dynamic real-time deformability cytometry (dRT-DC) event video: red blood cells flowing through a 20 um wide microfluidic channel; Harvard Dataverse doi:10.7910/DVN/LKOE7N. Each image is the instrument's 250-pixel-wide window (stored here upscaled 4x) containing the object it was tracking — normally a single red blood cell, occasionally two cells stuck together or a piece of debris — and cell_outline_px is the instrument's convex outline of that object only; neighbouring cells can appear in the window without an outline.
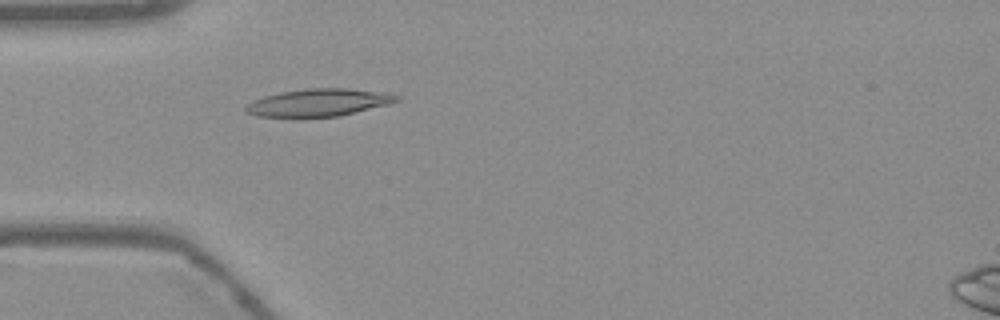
{"species": "Egyptian fruit bat (a non-hibernating species)", "species_latin": "Rousettus aegyptiacus", "temperature_condition": "warm", "stored_images_in_passage": 54, "camera_frame_rate_fps": 3000, "um_per_image_px": 0.085, "frame": {"image": 1, "passage_image": 16, "time_ms": 5.0, "image_size_px": [1000, 320], "cell_outline_px": [[400, 100], [388, 104], [340, 116], [256, 116], [244, 112], [244, 108], [252, 100], [264, 96], [280, 92], [308, 88], [348, 88], [392, 92], [400, 96]], "centroid_in_image_um": [27.14, 8.69], "position_along_channel_um": 57.9, "area_um2": 24.22}}
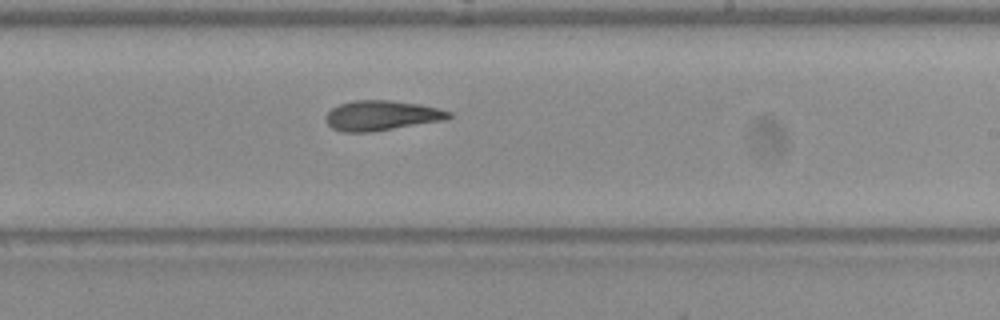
{"frame": {"image": 2, "passage_image": 32, "time_ms": 10.333, "image_size_px": [1000, 320], "cell_outline_px": [[452, 116], [448, 120], [372, 132], [344, 132], [332, 128], [324, 120], [324, 116], [332, 108], [340, 104], [352, 100], [392, 100], [420, 104], [440, 108], [452, 112]], "centroid_in_image_um": [32.47, 9.82], "position_along_channel_um": 256.5, "area_um2": 21.91}}
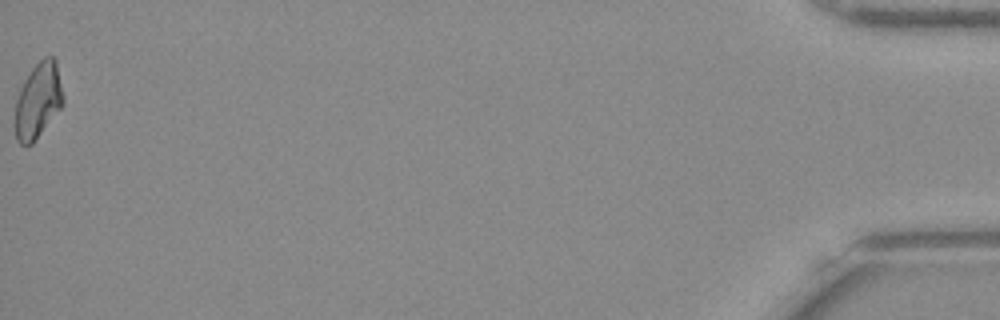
{"frame": {"image": 3, "passage_image": 54, "time_ms": 17.667, "image_size_px": [1000, 320], "cell_outline_px": [[64, 104], [32, 144], [20, 144], [16, 140], [12, 124], [16, 100], [20, 88], [24, 80], [32, 68], [44, 56], [52, 56], [56, 60], [64, 96]], "centroid_in_image_um": [3.21, 8.57], "position_along_channel_um": 432.0, "area_um2": 21.62}, "authors_computed_cell_mechanics": {"area_um2": 22.0218, "velocity_mm_per_s": 3.7795, "shape_relaxation_time_tau1_ms": null, "shape_relaxation_time_tau2_ms": 5.3721, "deformation_change_tau1": null, "deformation_change_tau2": 0.1236}}